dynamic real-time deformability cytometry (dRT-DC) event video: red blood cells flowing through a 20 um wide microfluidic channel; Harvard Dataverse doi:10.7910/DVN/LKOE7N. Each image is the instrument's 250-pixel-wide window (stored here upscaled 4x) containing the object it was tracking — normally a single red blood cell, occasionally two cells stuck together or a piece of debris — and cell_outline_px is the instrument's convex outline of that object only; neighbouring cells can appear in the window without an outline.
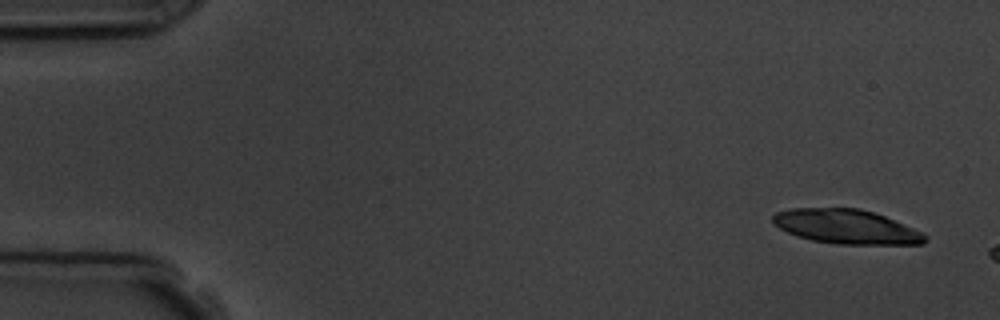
{"species": "common noctule bat (a hibernating species)", "species_latin": "Nyctalus noctula", "temperature_condition": "room temperature", "stored_images_in_passage": 3, "camera_frame_rate_fps": 3000, "um_per_image_px": 0.085, "animal": {"sex": "male", "body_mass_g": 19.5, "forearm_length_mm": 54.6}, "frame": {"image": 1, "passage_image": 1, "time_ms": 0.0, "image_size_px": [1000, 320], "cell_outline_px": [[928, 240], [920, 244], [836, 244], [812, 240], [796, 236], [772, 224], [772, 216], [776, 212], [788, 208], [860, 208], [884, 216], [912, 228], [928, 236]], "centroid_in_image_um": [71.88, 19.26], "position_along_channel_um": 13.1, "area_um2": 30.35}}